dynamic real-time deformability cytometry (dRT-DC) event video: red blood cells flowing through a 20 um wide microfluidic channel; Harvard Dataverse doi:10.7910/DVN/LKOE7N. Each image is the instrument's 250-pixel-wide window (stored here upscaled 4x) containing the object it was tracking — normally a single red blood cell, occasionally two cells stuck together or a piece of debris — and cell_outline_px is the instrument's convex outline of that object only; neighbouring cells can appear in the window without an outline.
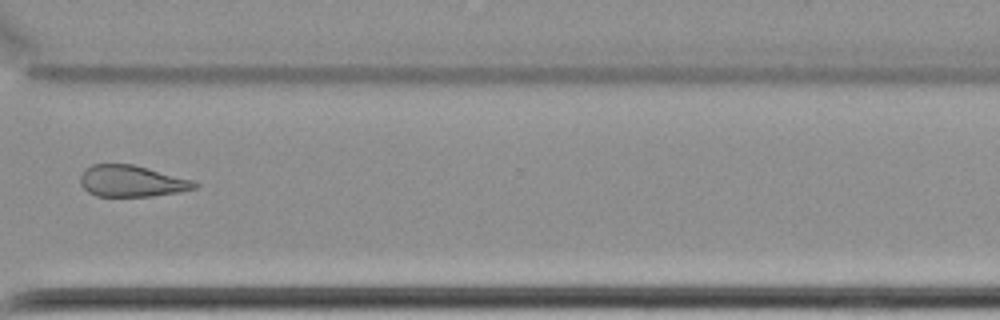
{"species": "common noctule bat (a hibernating species)", "species_latin": "Nyctalus noctula", "temperature_condition": "cold", "stored_images_in_passage": 17, "camera_frame_rate_fps": 3000, "um_per_image_px": 0.085, "animal": {"sex": "female", "body_mass_g": 22.7, "forearm_length_mm": 54.2}, "frame": {"image": 1, "passage_image": 12, "time_ms": 14.667, "image_size_px": [1000, 320], "cell_outline_px": [[200, 184], [196, 188], [180, 192], [152, 196], [96, 196], [88, 192], [80, 184], [80, 176], [84, 168], [92, 164], [132, 164], [148, 168], [192, 180]], "centroid_in_image_um": [11.17, 15.39], "position_along_channel_um": 359.4, "area_um2": 20.98}, "authors_computed_cell_mechanics": {"area_um2": 20.9814, "velocity_mm_per_s": 3.3957, "shape_relaxation_time_tau1_ms": 3.2548, "shape_relaxation_time_tau2_ms": null, "deformation_change_tau1": 0.0333, "deformation_change_tau2": null}}